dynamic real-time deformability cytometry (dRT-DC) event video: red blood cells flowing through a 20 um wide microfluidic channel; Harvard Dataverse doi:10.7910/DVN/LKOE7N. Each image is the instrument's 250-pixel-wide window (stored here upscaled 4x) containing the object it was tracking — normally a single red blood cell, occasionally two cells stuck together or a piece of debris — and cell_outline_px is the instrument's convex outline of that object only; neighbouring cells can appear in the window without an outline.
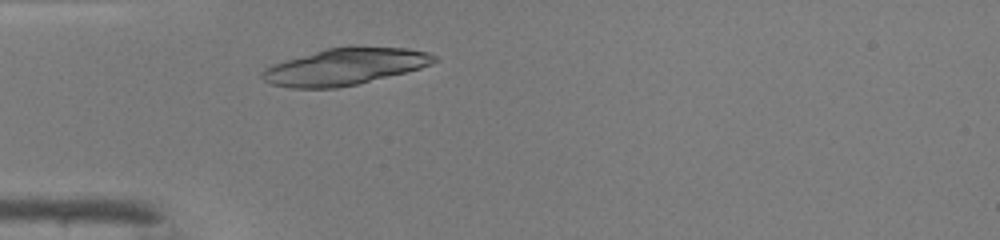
{"species": "common noctule bat (a hibernating species)", "species_latin": "Nyctalus noctula", "temperature_condition": "warm", "stored_images_in_passage": 39, "camera_frame_rate_fps": 3000, "um_per_image_px": 0.085, "animal": {"sex": "male", "body_mass_g": 19.0, "forearm_length_mm": 50.8}, "frame": {"image": 1, "passage_image": 6, "time_ms": 1.667, "image_size_px": [1000, 240], "cell_outline_px": [[440, 60], [432, 64], [420, 68], [356, 84], [336, 88], [288, 88], [272, 84], [264, 80], [260, 76], [260, 72], [264, 68], [272, 64], [284, 60], [324, 48], [408, 48], [428, 52], [440, 56]], "centroid_in_image_um": [29.29, 5.67], "position_along_channel_um": 55.7, "area_um2": 36.47}}
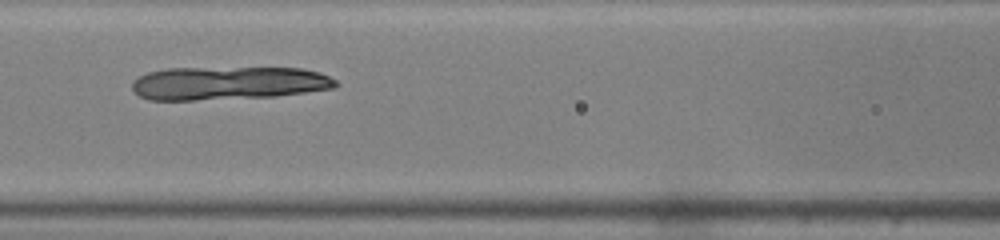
{"frame": {"image": 2, "passage_image": 13, "time_ms": 4.0, "image_size_px": [1000, 240], "cell_outline_px": [[340, 84], [336, 88], [276, 96], [192, 100], [148, 100], [140, 96], [132, 88], [132, 80], [148, 72], [168, 68], [300, 68], [320, 72], [336, 80]], "centroid_in_image_um": [19.43, 7.06], "position_along_channel_um": 147.2, "area_um2": 39.59}}
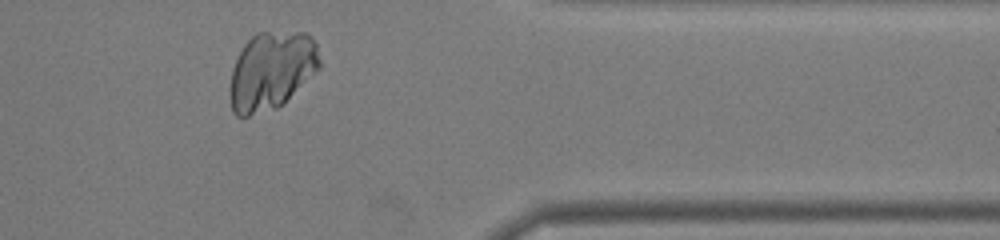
{"frame": {"image": 3, "passage_image": 31, "time_ms": 10.0, "image_size_px": [1000, 240], "cell_outline_px": [[320, 68], [316, 72], [276, 108], [248, 116], [236, 116], [232, 112], [228, 96], [228, 92], [232, 68], [244, 44], [256, 32], [304, 32], [312, 36], [316, 44], [320, 60]], "centroid_in_image_um": [23.04, 6.0], "position_along_channel_um": 388.4, "area_um2": 40.86}}